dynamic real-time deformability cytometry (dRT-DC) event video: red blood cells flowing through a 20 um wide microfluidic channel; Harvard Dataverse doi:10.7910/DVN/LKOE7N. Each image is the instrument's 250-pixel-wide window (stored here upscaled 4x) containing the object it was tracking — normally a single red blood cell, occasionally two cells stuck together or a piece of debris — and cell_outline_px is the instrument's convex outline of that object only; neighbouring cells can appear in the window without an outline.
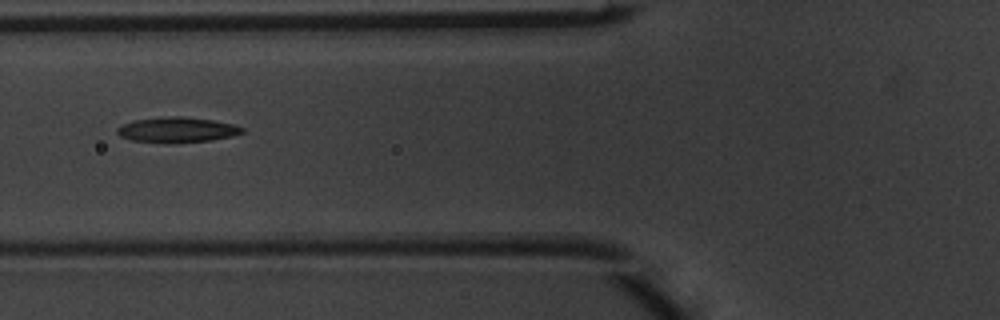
{"species": "common noctule bat (a hibernating species)", "species_latin": "Nyctalus noctula", "temperature_condition": "warm", "stored_images_in_passage": 4, "camera_frame_rate_fps": 3000, "um_per_image_px": 0.085, "animal": {"sex": "male", "body_mass_g": 20.1, "forearm_length_mm": 53.5}, "frame": {"image": 1, "passage_image": 4, "time_ms": 1.0, "image_size_px": [1000, 320], "cell_outline_px": [[244, 132], [232, 136], [212, 140], [176, 144], [164, 144], [132, 140], [120, 136], [116, 132], [116, 128], [132, 120], [160, 116], [184, 116], [212, 120], [232, 124], [244, 128]], "centroid_in_image_um": [15.02, 11.04], "position_along_channel_um": 110.8, "area_um2": 18.9}}